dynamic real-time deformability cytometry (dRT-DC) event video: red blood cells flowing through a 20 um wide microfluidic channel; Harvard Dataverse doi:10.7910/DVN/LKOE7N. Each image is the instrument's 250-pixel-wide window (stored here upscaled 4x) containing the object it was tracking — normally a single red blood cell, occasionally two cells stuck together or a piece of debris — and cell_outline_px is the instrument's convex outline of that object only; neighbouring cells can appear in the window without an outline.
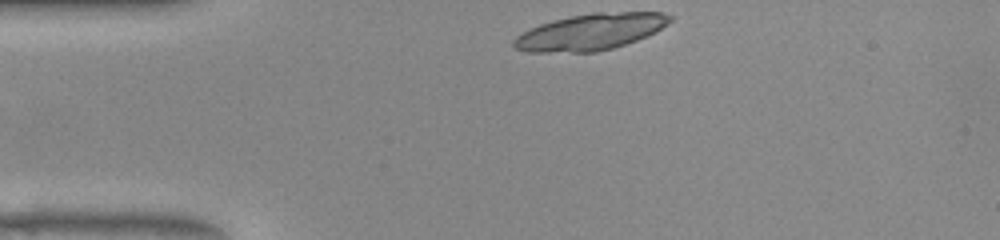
{"species": "common noctule bat (a hibernating species)", "species_latin": "Nyctalus noctula", "temperature_condition": "warm", "stored_images_in_passage": 42, "camera_frame_rate_fps": 3000, "um_per_image_px": 0.085, "animal": {"sex": "female", "body_mass_g": 22.0, "forearm_length_mm": 56.7}, "frame": {"image": 1, "passage_image": 1, "time_ms": 0.0, "image_size_px": [1000, 240], "cell_outline_px": [[672, 20], [668, 24], [636, 40], [612, 48], [596, 52], [528, 52], [516, 48], [512, 44], [512, 40], [516, 36], [540, 24], [552, 20], [572, 16], [596, 12], [664, 12], [672, 16]], "centroid_in_image_um": [50.18, 2.71], "position_along_channel_um": 34.8, "area_um2": 32.71}}